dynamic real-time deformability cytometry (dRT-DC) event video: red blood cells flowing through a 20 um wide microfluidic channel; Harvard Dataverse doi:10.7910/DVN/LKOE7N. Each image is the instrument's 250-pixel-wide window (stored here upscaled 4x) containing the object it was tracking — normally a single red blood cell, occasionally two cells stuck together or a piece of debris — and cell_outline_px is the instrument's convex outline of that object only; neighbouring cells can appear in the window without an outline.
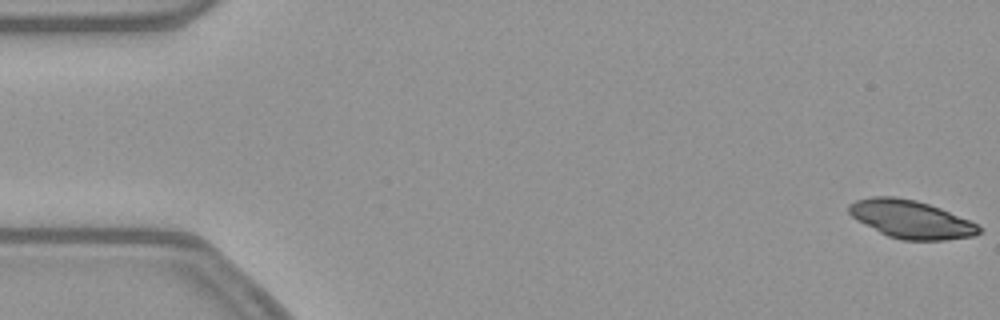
{"species": "common noctule bat (a hibernating species)", "species_latin": "Nyctalus noctula", "temperature_condition": "warm", "stored_images_in_passage": 53, "camera_frame_rate_fps": 3000, "um_per_image_px": 0.085, "animal": {"sex": "female", "body_mass_g": 21.9}, "frame": {"image": 1, "passage_image": 1, "time_ms": 0.0, "image_size_px": [1000, 320], "cell_outline_px": [[980, 232], [972, 236], [944, 240], [900, 240], [888, 236], [856, 220], [848, 212], [848, 204], [856, 200], [872, 196], [896, 196], [916, 200], [940, 208], [968, 220], [976, 224], [980, 228]], "centroid_in_image_um": [77.38, 18.63], "position_along_channel_um": 7.6, "area_um2": 28.61}}